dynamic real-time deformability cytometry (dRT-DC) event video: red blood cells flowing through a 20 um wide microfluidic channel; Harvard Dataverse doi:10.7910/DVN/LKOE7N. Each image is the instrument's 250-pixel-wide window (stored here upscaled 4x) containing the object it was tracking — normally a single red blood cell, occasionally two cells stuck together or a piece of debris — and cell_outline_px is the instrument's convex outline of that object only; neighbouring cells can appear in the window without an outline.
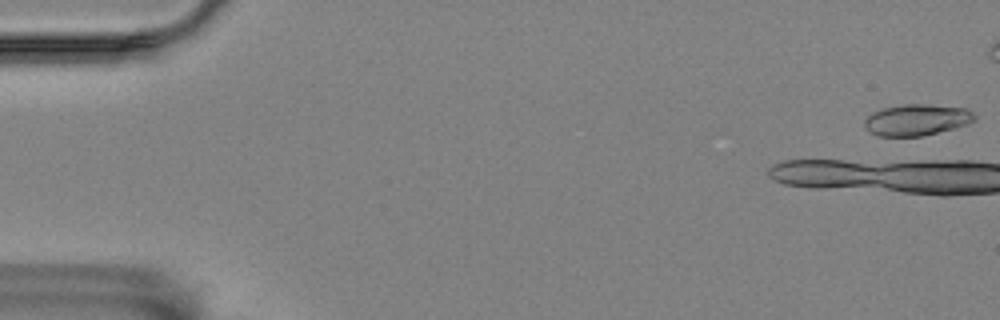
{"species": "Egyptian fruit bat (a non-hibernating species)", "species_latin": "Rousettus aegyptiacus", "temperature_condition": "room temperature", "stored_images_in_passage": 42, "camera_frame_rate_fps": 3000, "um_per_image_px": 0.085, "animal": {"sex": "female"}, "frame": {"image": 1, "passage_image": 1, "time_ms": 0.0, "image_size_px": [1000, 320], "cell_outline_px": [[976, 120], [968, 124], [920, 136], [876, 136], [868, 132], [864, 124], [864, 120], [872, 112], [884, 108], [904, 104], [928, 104], [968, 108], [976, 116]], "centroid_in_image_um": [77.91, 10.18], "position_along_channel_um": 7.1, "area_um2": 20.11}}
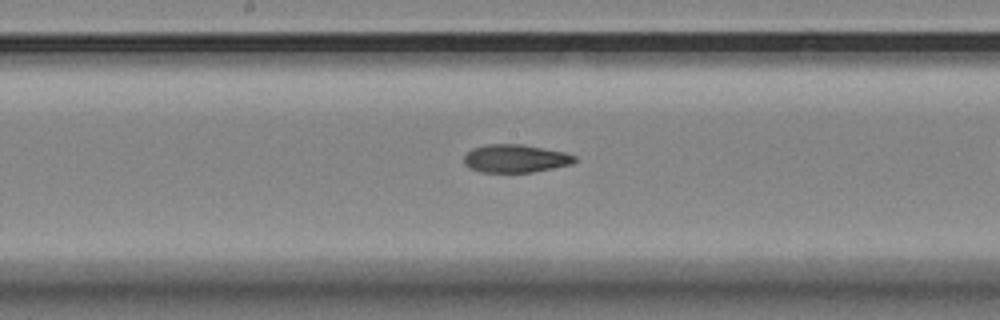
{"frame": {"image": 2, "passage_image": 26, "time_ms": 8.333, "image_size_px": [1000, 320], "cell_outline_px": [[576, 160], [572, 164], [532, 172], [480, 172], [468, 168], [464, 164], [464, 156], [472, 148], [484, 144], [524, 144], [564, 152], [576, 156]], "centroid_in_image_um": [43.78, 13.47], "position_along_channel_um": 204.4, "area_um2": 18.21}}
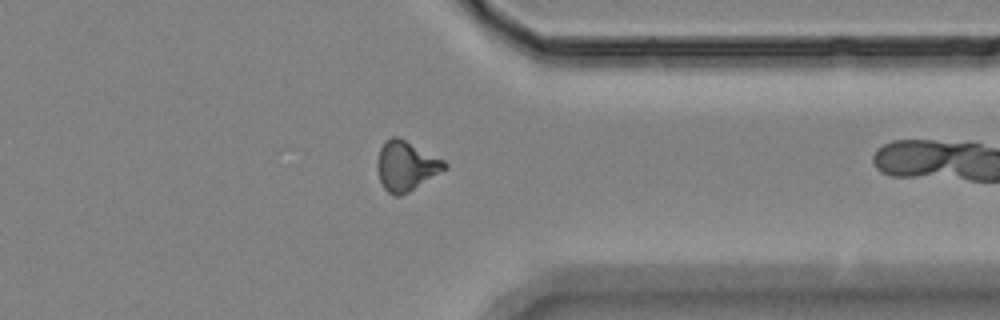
{"frame": {"image": 3, "passage_image": 41, "time_ms": 13.333, "image_size_px": [1000, 320], "cell_outline_px": [[448, 168], [408, 192], [400, 196], [396, 196], [388, 192], [384, 188], [380, 180], [376, 168], [376, 160], [380, 148], [384, 140], [392, 136], [396, 136], [444, 160], [448, 164]], "centroid_in_image_um": [34.49, 14.1], "position_along_channel_um": 376.9, "area_um2": 19.42}}